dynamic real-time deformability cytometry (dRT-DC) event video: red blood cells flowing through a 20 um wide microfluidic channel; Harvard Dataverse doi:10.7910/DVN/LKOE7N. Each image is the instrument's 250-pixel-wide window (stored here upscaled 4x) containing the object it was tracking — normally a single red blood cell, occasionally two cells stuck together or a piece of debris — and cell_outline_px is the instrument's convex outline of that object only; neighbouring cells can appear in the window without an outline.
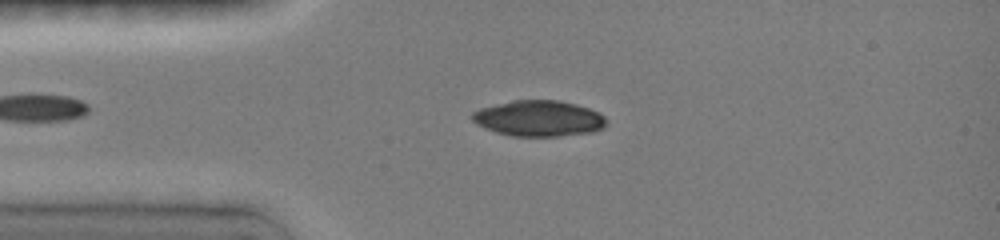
{"species": "common noctule bat (a hibernating species)", "species_latin": "Nyctalus noctula", "temperature_condition": "room temperature", "stored_images_in_passage": 21, "camera_frame_rate_fps": 3000, "um_per_image_px": 0.085, "animal": {"sex": "female", "body_mass_g": 19.0, "forearm_length_mm": 51.5}, "frame": {"image": 1, "passage_image": 10, "time_ms": 3.0, "image_size_px": [1000, 240], "cell_outline_px": [[608, 124], [604, 128], [592, 132], [560, 136], [512, 136], [496, 132], [484, 128], [476, 124], [472, 120], [472, 112], [480, 108], [512, 100], [560, 100], [576, 104], [600, 112], [608, 120]], "centroid_in_image_um": [45.82, 10.06], "position_along_channel_um": 39.2, "area_um2": 28.32}}
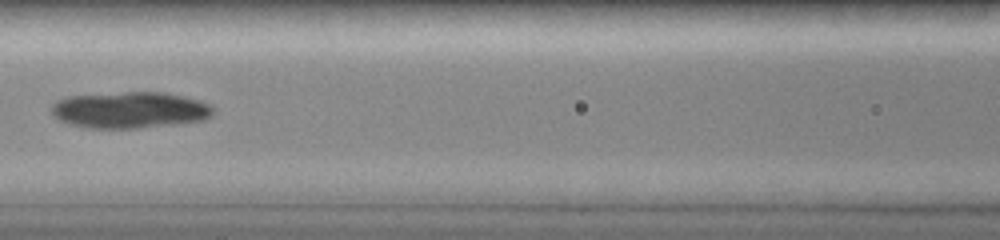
{"frame": {"image": 2, "passage_image": 18, "time_ms": 6.333, "image_size_px": [1000, 240], "cell_outline_px": [[212, 116], [204, 120], [180, 124], [136, 128], [88, 128], [72, 124], [60, 120], [52, 116], [52, 104], [56, 100], [72, 96], [124, 92], [160, 92], [200, 100], [208, 104], [212, 108]], "centroid_in_image_um": [11.04, 9.36], "position_along_channel_um": 155.6, "area_um2": 34.16}}